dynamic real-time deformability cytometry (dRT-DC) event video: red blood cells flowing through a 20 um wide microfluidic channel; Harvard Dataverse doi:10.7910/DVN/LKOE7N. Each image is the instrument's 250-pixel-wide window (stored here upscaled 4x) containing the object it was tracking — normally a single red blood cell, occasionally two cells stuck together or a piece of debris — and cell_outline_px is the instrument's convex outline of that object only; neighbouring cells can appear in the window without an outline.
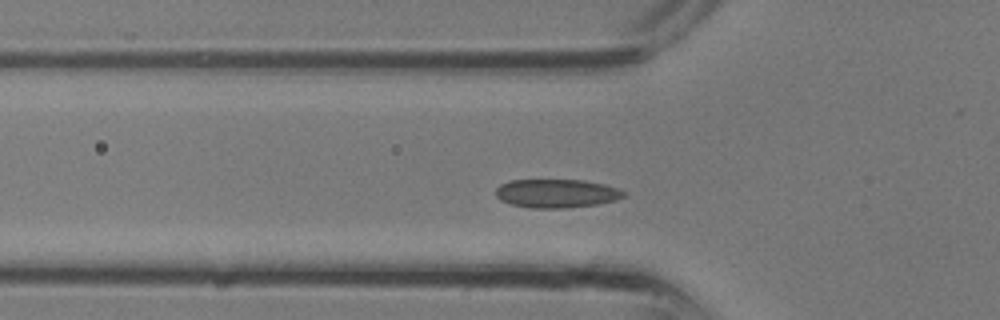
{"species": "common noctule bat (a hibernating species)", "species_latin": "Nyctalus noctula", "temperature_condition": "room temperature", "stored_images_in_passage": 3, "camera_frame_rate_fps": 3000, "um_per_image_px": 0.085, "animal": {"sex": "male", "body_mass_g": 13.3}, "frame": {"image": 1, "passage_image": 2, "time_ms": 0.333, "image_size_px": [1000, 320], "cell_outline_px": [[628, 192], [624, 196], [616, 200], [596, 204], [568, 208], [532, 208], [512, 204], [500, 200], [496, 196], [496, 188], [500, 184], [512, 180], [584, 180], [604, 184]], "centroid_in_image_um": [47.31, 16.44], "position_along_channel_um": 78.5, "area_um2": 21.33}}